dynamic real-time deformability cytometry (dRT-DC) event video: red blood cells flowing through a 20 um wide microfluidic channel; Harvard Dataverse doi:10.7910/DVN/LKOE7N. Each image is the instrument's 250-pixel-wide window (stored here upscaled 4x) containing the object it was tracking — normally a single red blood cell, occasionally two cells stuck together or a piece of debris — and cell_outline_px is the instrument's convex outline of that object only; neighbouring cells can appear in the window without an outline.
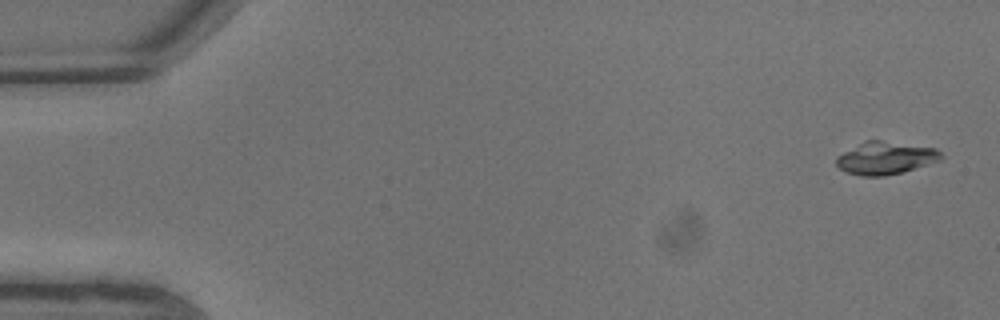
{"species": "common noctule bat (a hibernating species)", "species_latin": "Nyctalus noctula", "temperature_condition": "warm", "stored_images_in_passage": 6, "camera_frame_rate_fps": 3000, "um_per_image_px": 0.085, "animal": {"sex": "male", "body_mass_g": 13.3}, "frame": {"image": 1, "passage_image": 1, "time_ms": 0.0, "image_size_px": [1000, 320], "cell_outline_px": [[944, 156], [940, 160], [900, 172], [884, 176], [860, 176], [848, 172], [840, 168], [836, 164], [836, 156], [868, 140], [880, 140], [936, 148]], "centroid_in_image_um": [75.27, 13.43], "position_along_channel_um": 9.7, "area_um2": 19.48}}
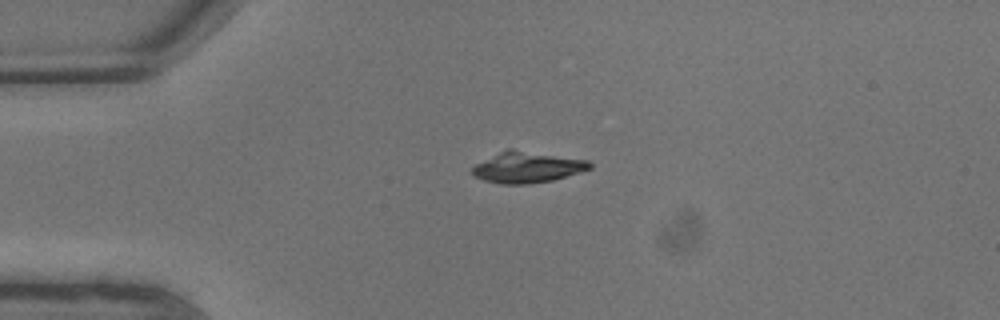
{"frame": {"image": 2, "passage_image": 5, "time_ms": 1.333, "image_size_px": [1000, 320], "cell_outline_px": [[592, 168], [580, 172], [552, 180], [528, 184], [500, 184], [484, 180], [468, 172], [476, 164], [508, 148], [512, 148], [588, 160], [592, 164]], "centroid_in_image_um": [44.81, 14.21], "position_along_channel_um": 40.2, "area_um2": 21.21}}